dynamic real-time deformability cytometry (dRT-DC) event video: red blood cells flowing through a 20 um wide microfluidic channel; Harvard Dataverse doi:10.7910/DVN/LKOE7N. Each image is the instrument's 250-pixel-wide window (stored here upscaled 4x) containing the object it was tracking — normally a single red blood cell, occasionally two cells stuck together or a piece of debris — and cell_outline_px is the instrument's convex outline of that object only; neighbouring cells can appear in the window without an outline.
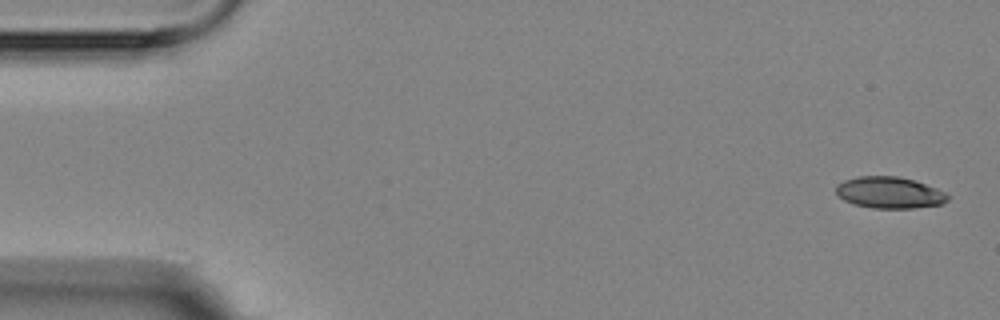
{"species": "Egyptian fruit bat (a non-hibernating species)", "species_latin": "Rousettus aegyptiacus", "temperature_condition": "room temperature", "stored_images_in_passage": 6, "camera_frame_rate_fps": 3000, "um_per_image_px": 0.085, "animal": {"sex": "female"}, "frame": {"image": 1, "passage_image": 1, "time_ms": 0.0, "image_size_px": [1000, 320], "cell_outline_px": [[948, 200], [940, 204], [912, 208], [872, 208], [856, 204], [844, 200], [836, 192], [836, 184], [844, 180], [856, 176], [900, 176], [948, 192]], "centroid_in_image_um": [75.6, 16.36], "position_along_channel_um": 9.4, "area_um2": 20.4}}
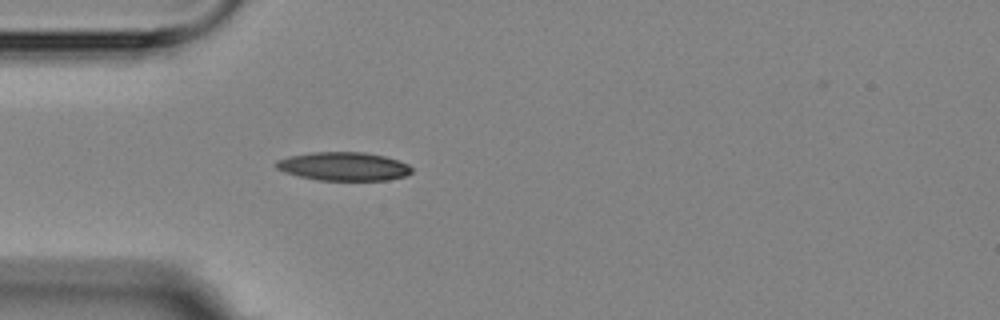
{"frame": {"image": 2, "passage_image": 5, "time_ms": 4.667, "image_size_px": [1000, 320], "cell_outline_px": [[412, 172], [404, 176], [388, 180], [320, 180], [300, 176], [284, 172], [276, 168], [272, 164], [276, 160], [288, 156], [312, 152], [364, 152], [384, 156], [408, 164], [412, 168]], "centroid_in_image_um": [29.16, 14.13], "position_along_channel_um": 55.8, "area_um2": 22.54}}